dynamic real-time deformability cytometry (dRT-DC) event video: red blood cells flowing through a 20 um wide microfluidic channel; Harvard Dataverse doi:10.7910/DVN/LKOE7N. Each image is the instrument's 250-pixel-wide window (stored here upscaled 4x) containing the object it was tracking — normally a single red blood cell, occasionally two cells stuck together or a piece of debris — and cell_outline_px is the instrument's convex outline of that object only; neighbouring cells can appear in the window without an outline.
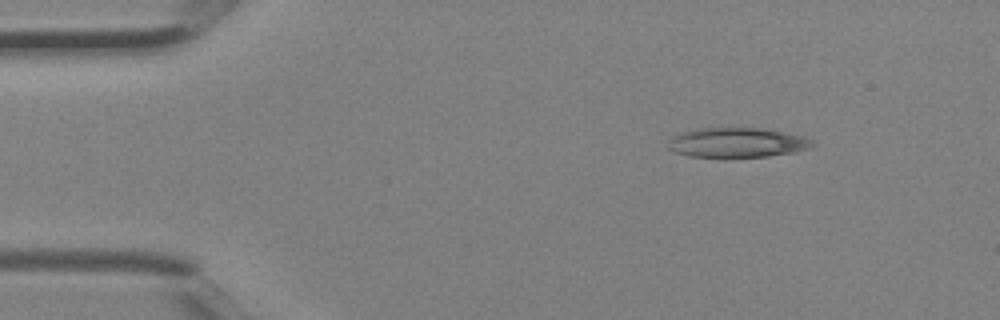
{"species": "Egyptian fruit bat (a non-hibernating species)", "species_latin": "Rousettus aegyptiacus", "temperature_condition": "room temperature", "stored_images_in_passage": 3, "camera_frame_rate_fps": 3000, "um_per_image_px": 0.085, "animal": {"sex": "female"}, "frame": {"image": 1, "passage_image": 1, "time_ms": 0.0, "image_size_px": [1000, 320], "cell_outline_px": [[816, 144], [808, 148], [796, 152], [768, 156], [688, 156], [676, 152], [668, 148], [668, 140], [672, 136], [684, 132], [700, 128], [764, 128], [800, 136], [812, 140]], "centroid_in_image_um": [62.65, 12.11], "position_along_channel_um": 22.3, "area_um2": 24.57}}